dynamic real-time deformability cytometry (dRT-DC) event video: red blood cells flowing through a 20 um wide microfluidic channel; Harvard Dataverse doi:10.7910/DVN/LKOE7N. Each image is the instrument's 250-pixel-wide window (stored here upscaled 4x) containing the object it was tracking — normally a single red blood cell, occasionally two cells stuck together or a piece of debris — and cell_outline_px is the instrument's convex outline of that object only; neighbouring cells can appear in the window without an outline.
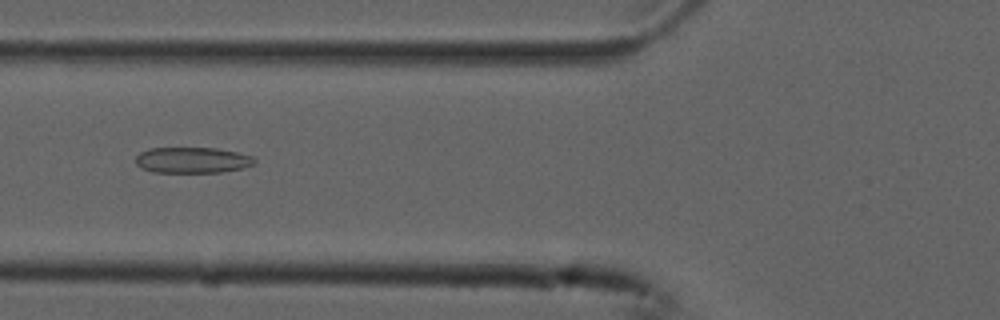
{"species": "common noctule bat (a hibernating species)", "species_latin": "Nyctalus noctula", "temperature_condition": "cold", "stored_images_in_passage": 39, "camera_frame_rate_fps": 3000, "um_per_image_px": 0.085, "animal": {"sex": "male", "forearm_length_mm": 52.5}, "frame": {"image": 1, "passage_image": 6, "time_ms": 1.667, "image_size_px": [1000, 320], "cell_outline_px": [[256, 164], [244, 168], [224, 172], [152, 172], [140, 168], [136, 164], [136, 156], [140, 152], [148, 148], [216, 148], [236, 152], [252, 156], [256, 160]], "centroid_in_image_um": [16.35, 13.61], "position_along_channel_um": 109.4, "area_um2": 18.09}}
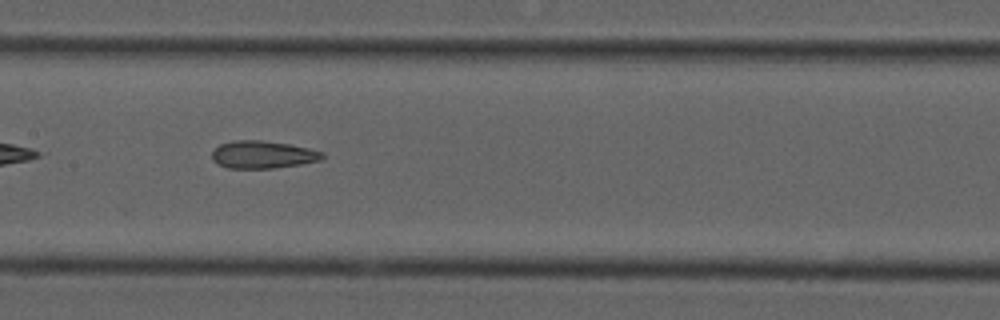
{"frame": {"image": 2, "passage_image": 12, "time_ms": 3.667, "image_size_px": [1000, 320], "cell_outline_px": [[324, 156], [320, 160], [300, 164], [272, 168], [228, 168], [216, 164], [212, 160], [212, 152], [220, 144], [236, 140], [260, 140], [288, 144], [308, 148], [324, 152]], "centroid_in_image_um": [22.31, 13.14], "position_along_channel_um": 185.1, "area_um2": 17.63}, "authors_computed_cell_mechanics": {"area_um2": 18.3804, "velocity_mm_per_s": 3.7591, "shape_relaxation_time_tau1_ms": null, "shape_relaxation_time_tau2_ms": 3.1882, "deformation_change_tau1": null, "deformation_change_tau2": 0.1235}}